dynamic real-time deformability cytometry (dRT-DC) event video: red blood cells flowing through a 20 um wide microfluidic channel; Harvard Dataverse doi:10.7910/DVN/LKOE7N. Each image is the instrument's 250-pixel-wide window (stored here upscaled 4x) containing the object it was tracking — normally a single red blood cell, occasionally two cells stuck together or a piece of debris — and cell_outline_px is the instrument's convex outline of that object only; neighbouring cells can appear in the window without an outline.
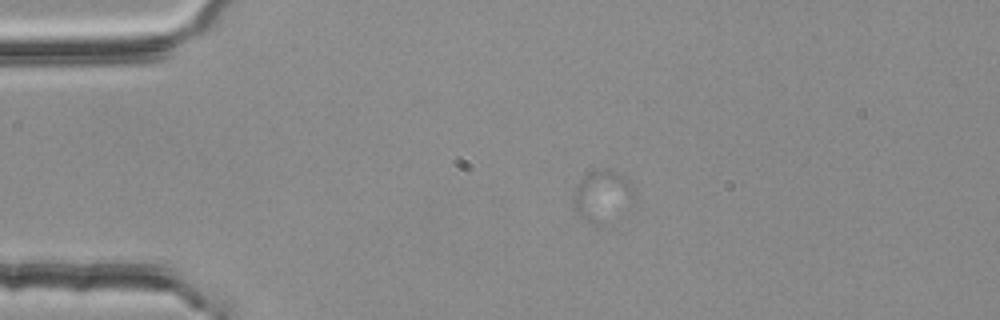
{"species": "common noctule bat (a hibernating species)", "species_latin": "Nyctalus noctula", "temperature_condition": "room temperature", "stored_images_in_passage": 3, "segment_of_instrument_passage": [1, 2], "camera_frame_rate_fps": 3000, "um_per_image_px": 0.085, "animal": {"sex": "female", "body_mass_g": 25.1}, "frame": {"image": 1, "passage_image": 1, "time_ms": 0.0, "image_size_px": [1000, 320], "cell_outline_px": [[636, 200], [592, 220], [588, 220], [580, 216], [572, 204], [572, 192], [576, 184], [584, 176], [592, 172], [604, 168], [612, 168], [620, 172], [632, 184]], "centroid_in_image_um": [51.15, 16.43], "position_along_channel_um": 33.8, "area_um2": 16.7}}